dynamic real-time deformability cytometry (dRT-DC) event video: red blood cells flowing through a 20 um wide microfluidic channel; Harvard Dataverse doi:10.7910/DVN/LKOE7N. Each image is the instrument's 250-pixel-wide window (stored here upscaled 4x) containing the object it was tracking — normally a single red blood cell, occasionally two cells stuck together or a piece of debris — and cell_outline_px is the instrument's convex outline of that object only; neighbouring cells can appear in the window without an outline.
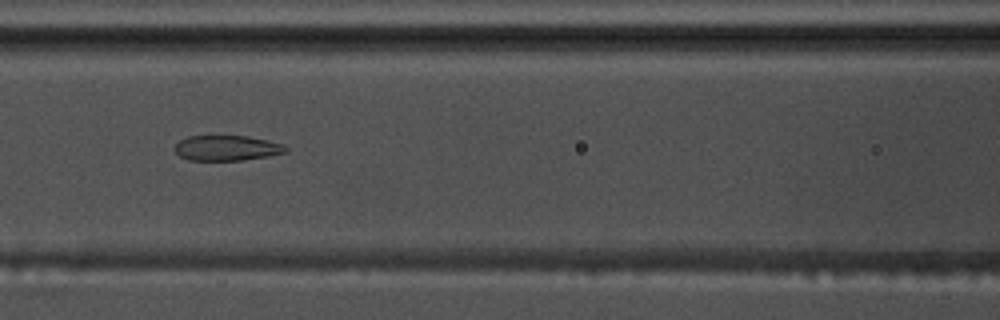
{"species": "common noctule bat (a hibernating species)", "species_latin": "Nyctalus noctula", "temperature_condition": "warm", "stored_images_in_passage": 41, "segment_of_instrument_passage": [1, 2], "camera_frame_rate_fps": 3000, "um_per_image_px": 0.085, "animal": {"sex": "male", "body_mass_g": 17.5, "forearm_length_mm": 52.3}, "frame": {"image": 1, "passage_image": 11, "time_ms": 3.333, "image_size_px": [1000, 320], "cell_outline_px": [[288, 148], [284, 152], [268, 156], [244, 160], [188, 160], [180, 156], [172, 148], [180, 140], [188, 136], [248, 136], [268, 140], [284, 144]], "centroid_in_image_um": [19.26, 12.58], "position_along_channel_um": 147.3, "area_um2": 16.36}}
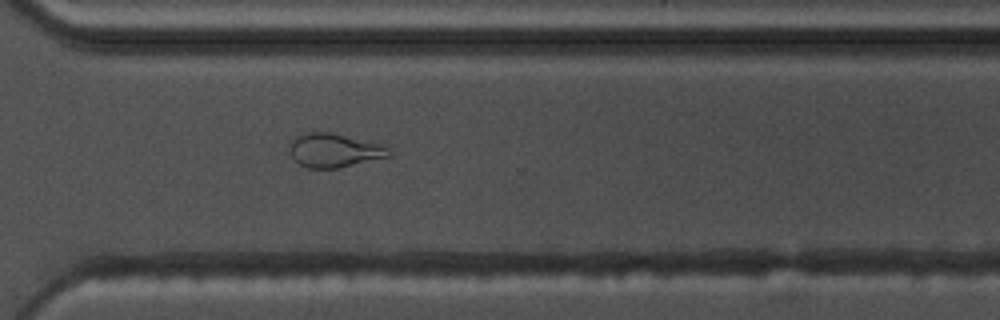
{"frame": {"image": 2, "passage_image": 27, "time_ms": 8.667, "image_size_px": [1000, 320], "cell_outline_px": [[392, 156], [340, 168], [308, 168], [300, 164], [292, 156], [288, 148], [288, 144], [296, 136], [304, 132], [332, 132], [384, 144], [392, 152]], "centroid_in_image_um": [28.44, 12.77], "position_along_channel_um": 342.2, "area_um2": 20.0}}
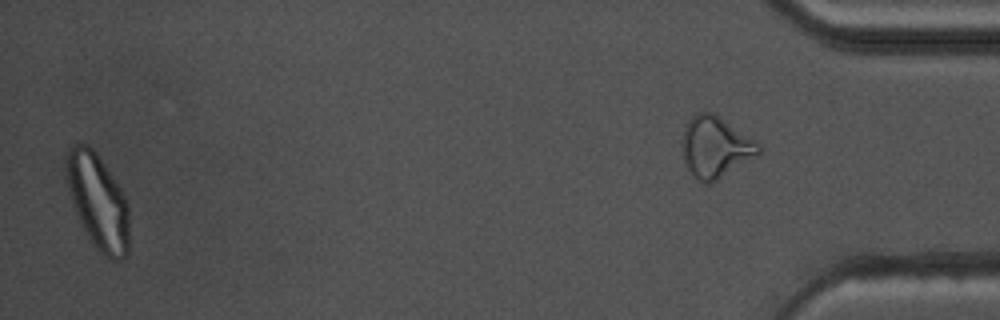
{"frame": {"image": 3, "passage_image": 39, "time_ms": 12.667, "image_size_px": [1000, 320], "cell_outline_px": [[128, 252], [120, 260], [112, 260], [100, 252], [96, 248], [80, 224], [64, 176], [64, 160], [68, 148], [72, 144], [88, 144], [96, 152], [120, 188], [128, 204]], "centroid_in_image_um": [8.28, 17.09], "position_along_channel_um": 426.9, "area_um2": 34.97}}